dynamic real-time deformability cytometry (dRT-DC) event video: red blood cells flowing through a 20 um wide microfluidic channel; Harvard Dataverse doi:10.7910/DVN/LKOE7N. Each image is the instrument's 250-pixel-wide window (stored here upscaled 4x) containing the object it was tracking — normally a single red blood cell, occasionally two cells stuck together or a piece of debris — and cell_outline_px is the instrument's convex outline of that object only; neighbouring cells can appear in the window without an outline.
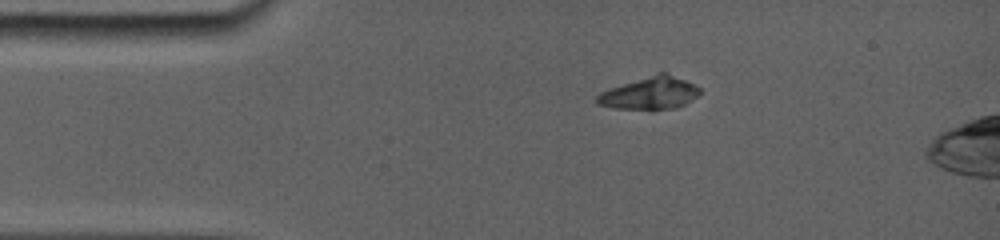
{"species": "common noctule bat (a hibernating species)", "species_latin": "Nyctalus noctula", "temperature_condition": "room temperature", "stored_images_in_passage": 52, "camera_frame_rate_fps": 5000, "um_per_image_px": 0.085, "animal": {"sex": "female", "body_mass_g": 19.0, "forearm_length_mm": 56.7}, "frame": {"image": 1, "passage_image": 11, "time_ms": 3.0, "image_size_px": [1000, 240], "cell_outline_px": [[704, 92], [684, 104], [672, 108], [616, 108], [596, 104], [596, 96], [600, 92], [660, 72], [668, 72], [696, 84]], "centroid_in_image_um": [55.31, 7.89], "position_along_channel_um": 29.7, "area_um2": 19.07}}
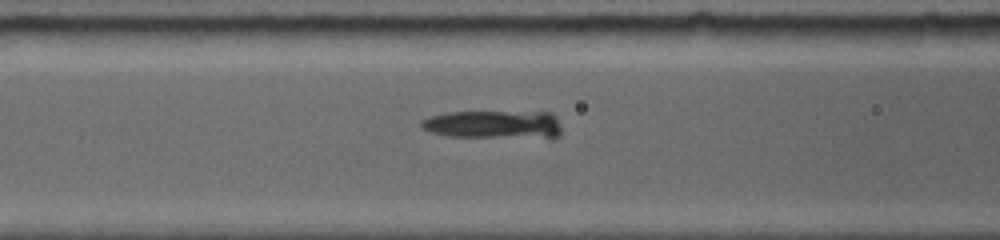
{"frame": {"image": 2, "passage_image": 23, "time_ms": 6.6, "image_size_px": [1000, 240], "cell_outline_px": [[560, 132], [556, 136], [452, 136], [432, 132], [424, 128], [420, 124], [420, 120], [432, 116], [448, 112], [552, 112], [556, 116], [560, 128]], "centroid_in_image_um": [41.94, 10.54], "position_along_channel_um": 124.7, "area_um2": 22.2}}
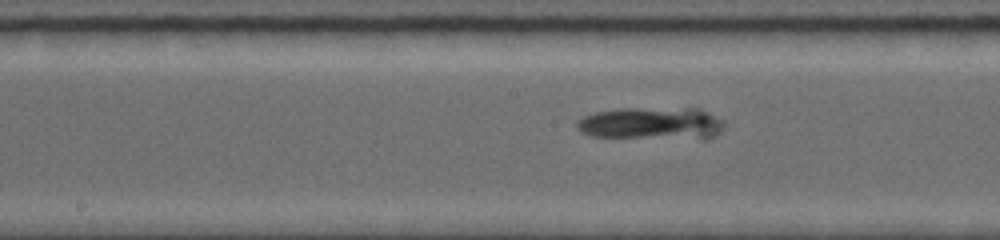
{"frame": {"image": 3, "passage_image": 29, "time_ms": 8.4, "image_size_px": [1000, 240], "cell_outline_px": [[724, 124], [712, 136], [592, 136], [584, 132], [576, 124], [584, 116], [596, 112], [624, 108], [700, 108], [720, 120]], "centroid_in_image_um": [55.31, 10.42], "position_along_channel_um": 192.9, "area_um2": 25.95}}